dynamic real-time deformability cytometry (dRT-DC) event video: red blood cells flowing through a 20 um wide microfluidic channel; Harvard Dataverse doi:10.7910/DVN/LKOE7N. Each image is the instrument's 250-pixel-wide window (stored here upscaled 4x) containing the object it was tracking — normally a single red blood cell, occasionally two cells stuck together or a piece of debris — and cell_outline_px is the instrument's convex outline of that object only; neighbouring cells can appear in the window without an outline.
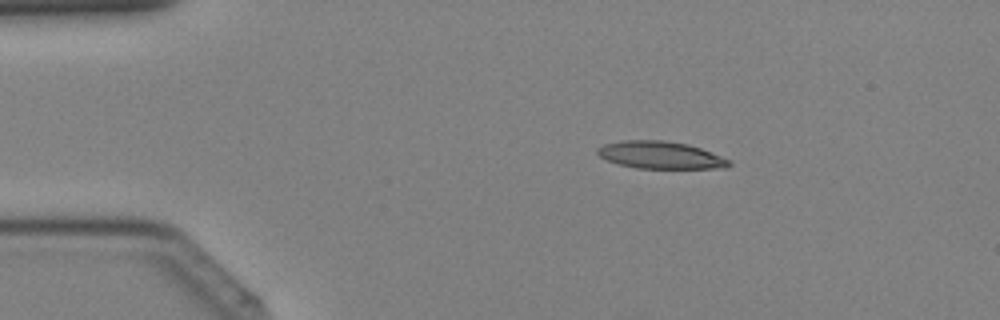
{"species": "Egyptian fruit bat (a non-hibernating species)", "species_latin": "Rousettus aegyptiacus", "temperature_condition": "cold", "stored_images_in_passage": 40, "camera_frame_rate_fps": 3000, "um_per_image_px": 0.085, "animal": {"sex": "female"}, "frame": {"image": 1, "passage_image": 7, "time_ms": 2.0, "image_size_px": [1000, 320], "cell_outline_px": [[732, 164], [728, 168], [636, 168], [620, 164], [608, 160], [600, 156], [596, 152], [596, 148], [604, 144], [620, 140], [664, 140], [688, 144], [700, 148], [732, 160]], "centroid_in_image_um": [56.16, 13.17], "position_along_channel_um": 28.8, "area_um2": 21.04}}
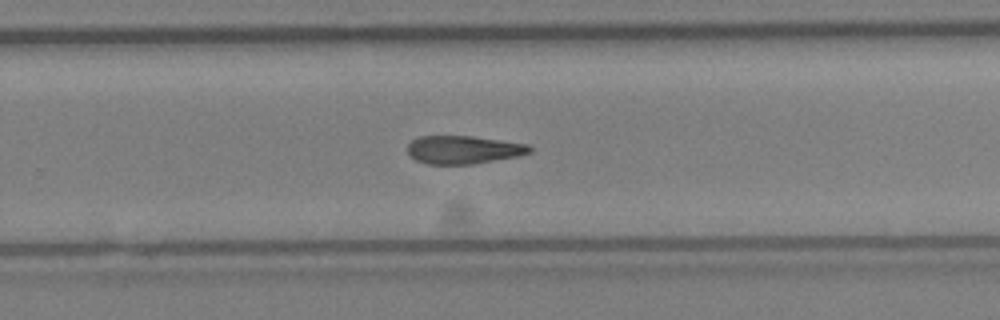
{"frame": {"image": 2, "passage_image": 26, "time_ms": 8.333, "image_size_px": [1000, 320], "cell_outline_px": [[532, 152], [520, 156], [472, 164], [428, 164], [416, 160], [408, 156], [408, 144], [412, 140], [420, 136], [472, 136], [528, 144], [532, 148]], "centroid_in_image_um": [39.4, 12.73], "position_along_channel_um": 290.4, "area_um2": 20.11}}
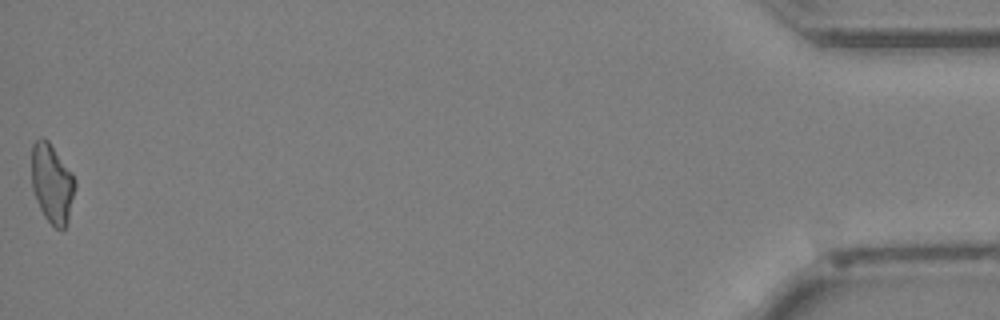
{"frame": {"image": 3, "passage_image": 40, "time_ms": 13.0, "image_size_px": [1000, 320], "cell_outline_px": [[76, 188], [68, 220], [64, 228], [60, 232], [44, 216], [36, 200], [32, 188], [32, 144], [36, 140], [48, 140], [72, 172], [76, 180]], "centroid_in_image_um": [4.44, 15.62], "position_along_channel_um": 430.8, "area_um2": 20.06}}